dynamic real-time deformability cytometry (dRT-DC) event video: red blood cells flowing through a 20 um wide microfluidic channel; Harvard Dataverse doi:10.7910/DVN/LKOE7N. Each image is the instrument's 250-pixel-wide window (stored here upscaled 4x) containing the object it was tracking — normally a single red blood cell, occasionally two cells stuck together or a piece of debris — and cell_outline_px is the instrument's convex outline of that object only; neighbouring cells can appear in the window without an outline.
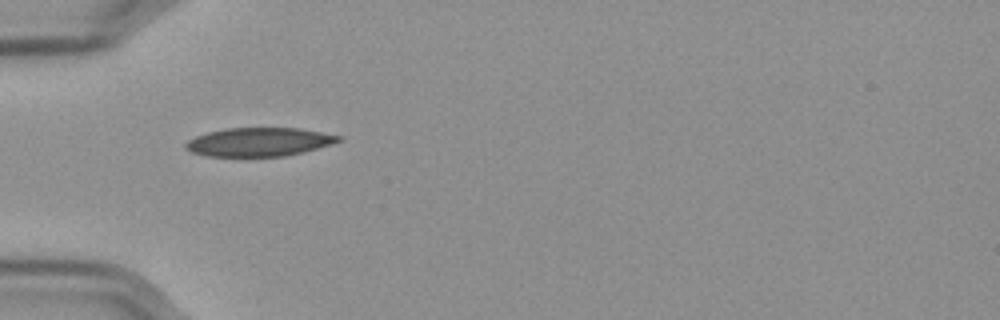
{"species": "Egyptian fruit bat (a non-hibernating species)", "species_latin": "Rousettus aegyptiacus", "temperature_condition": "cold", "stored_images_in_passage": 4, "camera_frame_rate_fps": 3000, "um_per_image_px": 0.085, "frame": {"image": 1, "passage_image": 1, "time_ms": 0.0, "image_size_px": [1000, 320], "cell_outline_px": [[344, 140], [332, 144], [304, 152], [284, 156], [204, 156], [192, 152], [184, 148], [184, 144], [188, 140], [196, 136], [208, 132], [224, 128], [300, 128], [344, 136]], "centroid_in_image_um": [22.05, 12.06], "position_along_channel_um": 63.0, "area_um2": 25.72}}
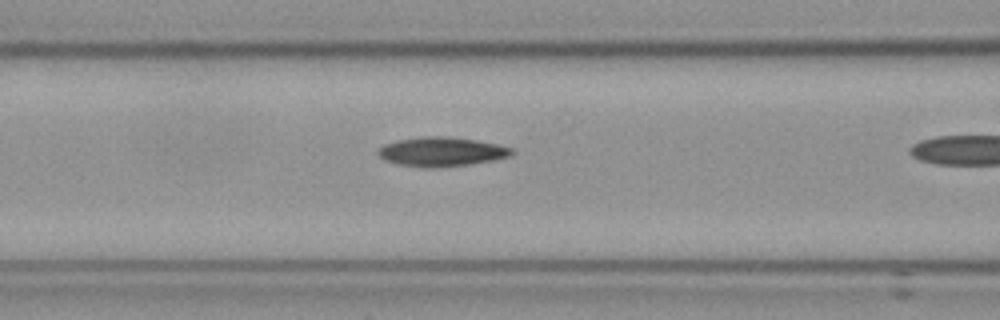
{"frame": {"image": 2, "passage_image": 3, "time_ms": 0.667, "image_size_px": [1000, 320], "cell_outline_px": [[516, 152], [508, 156], [492, 160], [468, 164], [436, 168], [424, 168], [400, 164], [384, 160], [376, 152], [384, 144], [396, 140], [420, 136], [448, 136], [476, 140], [496, 144], [512, 148]], "centroid_in_image_um": [37.5, 12.89], "position_along_channel_um": 129.1, "area_um2": 22.77}}